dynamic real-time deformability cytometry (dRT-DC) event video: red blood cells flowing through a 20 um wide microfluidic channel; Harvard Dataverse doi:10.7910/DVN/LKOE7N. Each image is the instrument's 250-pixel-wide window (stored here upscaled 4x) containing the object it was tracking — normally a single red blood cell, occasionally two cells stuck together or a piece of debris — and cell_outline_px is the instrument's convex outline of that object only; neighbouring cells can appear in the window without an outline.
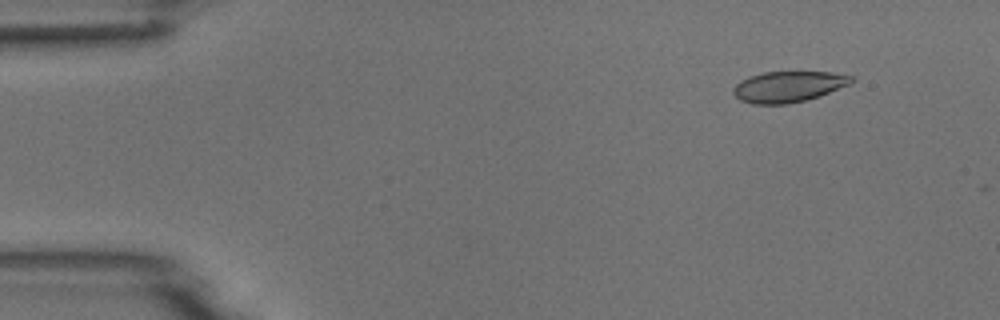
{"species": "common noctule bat (a hibernating species)", "species_latin": "Nyctalus noctula", "temperature_condition": "room temperature", "stored_images_in_passage": 6, "camera_frame_rate_fps": 3000, "um_per_image_px": 0.085, "animal": {"sex": "male", "body_mass_g": 18.8}, "frame": {"image": 1, "passage_image": 2, "time_ms": 1.333, "image_size_px": [1000, 320], "cell_outline_px": [[856, 80], [848, 84], [820, 96], [804, 100], [784, 104], [752, 104], [740, 100], [732, 92], [732, 88], [740, 80], [748, 76], [764, 72], [832, 72], [852, 76]], "centroid_in_image_um": [66.97, 7.36], "position_along_channel_um": 18.0, "area_um2": 21.21}}